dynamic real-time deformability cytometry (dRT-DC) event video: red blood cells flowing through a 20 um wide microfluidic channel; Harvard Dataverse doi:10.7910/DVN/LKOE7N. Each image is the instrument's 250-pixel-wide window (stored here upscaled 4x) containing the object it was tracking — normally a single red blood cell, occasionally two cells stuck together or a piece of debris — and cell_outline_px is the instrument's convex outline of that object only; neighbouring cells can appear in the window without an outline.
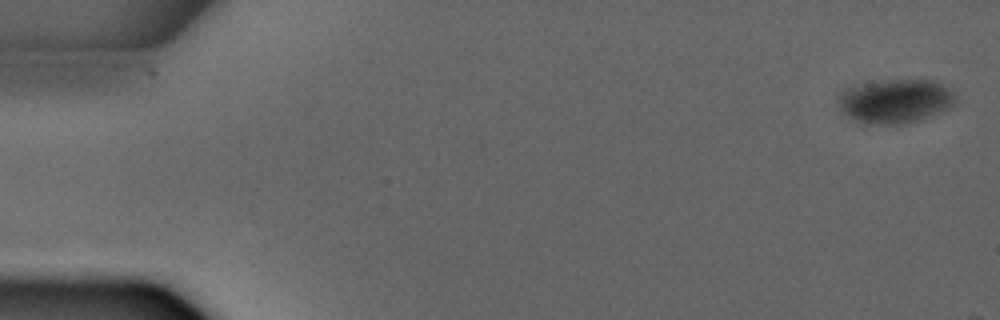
{"species": "common noctule bat (a hibernating species)", "species_latin": "Nyctalus noctula", "temperature_condition": "warm", "stored_images_in_passage": 4, "camera_frame_rate_fps": 3000, "um_per_image_px": 0.085, "animal": {"sex": "male", "forearm_length_mm": 52.5}, "frame": {"image": 1, "passage_image": 1, "time_ms": 0.0, "image_size_px": [1000, 320], "cell_outline_px": [[956, 104], [940, 112], [920, 120], [904, 124], [876, 124], [852, 120], [840, 108], [836, 96], [844, 88], [868, 80], [936, 80], [948, 88], [956, 96]], "centroid_in_image_um": [76.06, 8.57], "position_along_channel_um": 8.9, "area_um2": 30.63}}